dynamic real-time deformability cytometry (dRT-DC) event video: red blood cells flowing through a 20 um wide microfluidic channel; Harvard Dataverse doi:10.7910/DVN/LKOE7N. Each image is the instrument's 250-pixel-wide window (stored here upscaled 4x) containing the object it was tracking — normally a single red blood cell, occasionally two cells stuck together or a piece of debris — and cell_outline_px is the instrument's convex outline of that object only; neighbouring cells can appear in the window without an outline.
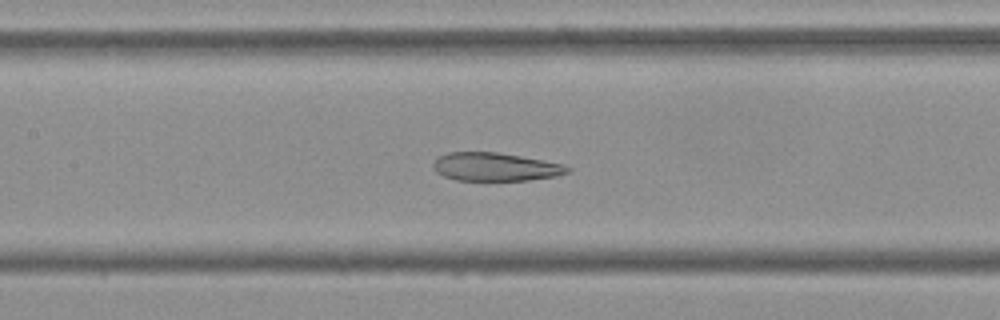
{"species": "Egyptian fruit bat (a non-hibernating species)", "species_latin": "Rousettus aegyptiacus", "temperature_condition": "cold", "stored_images_in_passage": 37, "camera_frame_rate_fps": 3000, "um_per_image_px": 0.085, "frame": {"image": 1, "passage_image": 8, "time_ms": 2.333, "image_size_px": [1000, 320], "cell_outline_px": [[572, 172], [556, 176], [528, 180], [456, 180], [444, 176], [436, 172], [432, 168], [432, 164], [440, 156], [448, 152], [496, 152], [520, 156], [564, 164], [572, 168]], "centroid_in_image_um": [42.13, 14.18], "position_along_channel_um": 165.3, "area_um2": 22.14}}
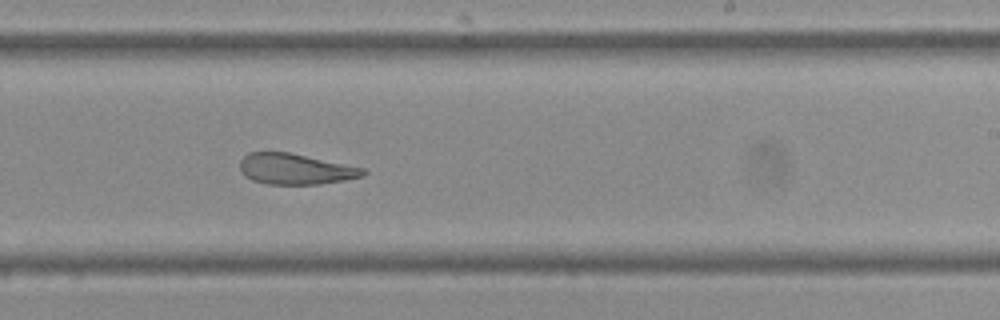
{"frame": {"image": 2, "passage_image": 16, "time_ms": 5.0, "image_size_px": [1000, 320], "cell_outline_px": [[368, 172], [364, 176], [344, 180], [320, 184], [268, 184], [252, 180], [244, 176], [240, 172], [240, 160], [248, 152], [288, 152], [364, 168]], "centroid_in_image_um": [25.09, 14.37], "position_along_channel_um": 263.9, "area_um2": 22.08}}
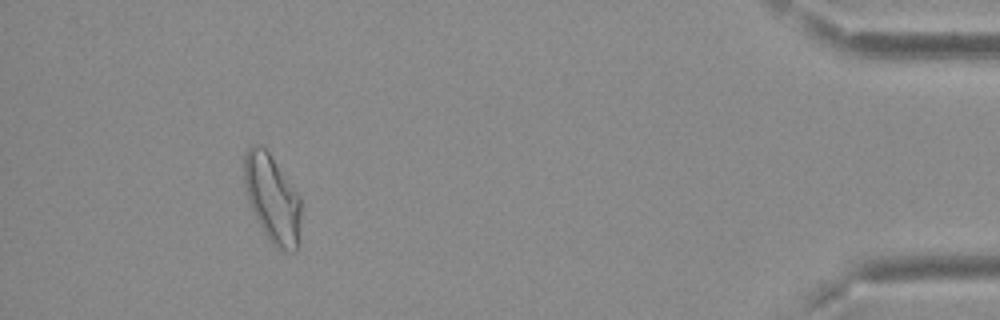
{"frame": {"image": 3, "passage_image": 33, "time_ms": 10.667, "image_size_px": [1000, 320], "cell_outline_px": [[300, 220], [296, 252], [292, 252], [276, 248], [268, 240], [256, 220], [248, 200], [244, 188], [244, 152], [252, 144], [260, 144], [268, 152], [300, 196]], "centroid_in_image_um": [23.11, 16.89], "position_along_channel_um": 412.1, "area_um2": 29.13}}